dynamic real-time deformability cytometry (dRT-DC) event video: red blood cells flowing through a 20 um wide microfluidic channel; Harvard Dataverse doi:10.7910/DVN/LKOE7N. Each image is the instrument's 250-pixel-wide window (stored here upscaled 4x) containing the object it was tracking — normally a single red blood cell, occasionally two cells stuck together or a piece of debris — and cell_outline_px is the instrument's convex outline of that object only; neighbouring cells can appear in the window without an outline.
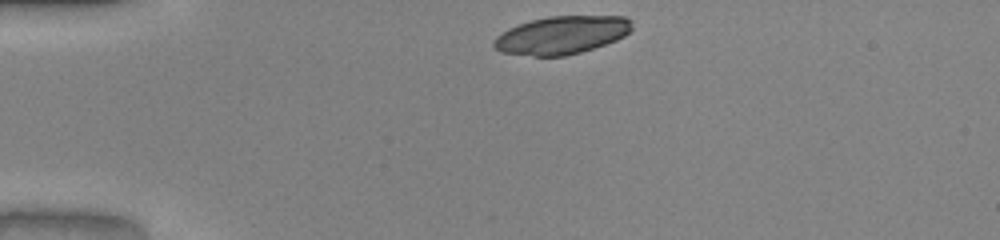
{"species": "common noctule bat (a hibernating species)", "species_latin": "Nyctalus noctula", "temperature_condition": "warm", "stored_images_in_passage": 32, "camera_frame_rate_fps": 3000, "um_per_image_px": 0.085, "animal": {"sex": "male", "body_mass_g": 20.0, "forearm_length_mm": 53.3}, "frame": {"image": 1, "passage_image": 1, "time_ms": 0.0, "image_size_px": [1000, 240], "cell_outline_px": [[632, 28], [624, 36], [616, 40], [580, 52], [564, 56], [532, 56], [500, 52], [492, 44], [492, 40], [496, 36], [508, 28], [532, 20], [548, 16], [624, 16], [632, 20]], "centroid_in_image_um": [47.72, 2.98], "position_along_channel_um": 37.3, "area_um2": 30.52}}